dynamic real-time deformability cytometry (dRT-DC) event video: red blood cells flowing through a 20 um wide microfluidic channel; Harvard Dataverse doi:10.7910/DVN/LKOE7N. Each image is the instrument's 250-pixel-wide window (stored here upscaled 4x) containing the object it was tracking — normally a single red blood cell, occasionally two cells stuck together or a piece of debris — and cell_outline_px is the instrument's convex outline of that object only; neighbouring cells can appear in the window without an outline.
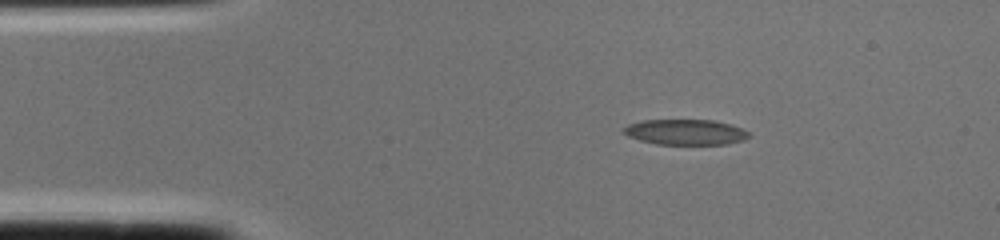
{"species": "common noctule bat (a hibernating species)", "species_latin": "Nyctalus noctula", "temperature_condition": "cold", "stored_images_in_passage": 1, "camera_frame_rate_fps": 3000, "um_per_image_px": 0.085, "animal": {"sex": "female", "body_mass_g": 22.0, "forearm_length_mm": 56.7}, "frame": {"image": 1, "passage_image": 1, "time_ms": 0.0, "image_size_px": [1000, 240], "cell_outline_px": [[748, 136], [744, 140], [728, 144], [656, 144], [640, 140], [628, 136], [624, 132], [624, 128], [628, 124], [644, 120], [712, 120], [732, 124], [744, 128], [748, 132]], "centroid_in_image_um": [58.3, 11.22], "position_along_channel_um": 26.7, "area_um2": 18.55}}